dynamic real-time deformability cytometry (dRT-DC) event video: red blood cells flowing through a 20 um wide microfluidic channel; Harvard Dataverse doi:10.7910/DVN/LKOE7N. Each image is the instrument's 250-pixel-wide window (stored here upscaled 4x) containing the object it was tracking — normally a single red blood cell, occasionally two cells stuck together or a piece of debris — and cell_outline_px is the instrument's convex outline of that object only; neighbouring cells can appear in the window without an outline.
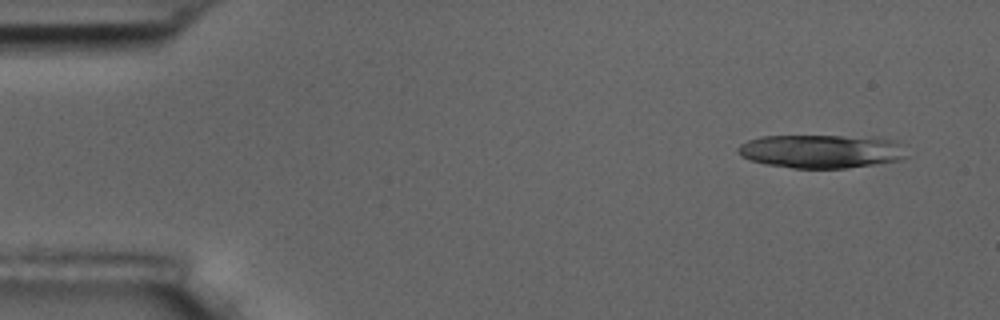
{"species": "common noctule bat (a hibernating species)", "species_latin": "Nyctalus noctula", "temperature_condition": "room temperature", "stored_images_in_passage": 5, "camera_frame_rate_fps": 3000, "um_per_image_px": 0.085, "animal": {"sex": "male", "body_mass_g": 17.5, "forearm_length_mm": 52.3}, "frame": {"image": 1, "passage_image": 1, "time_ms": 0.0, "image_size_px": [1000, 320], "cell_outline_px": [[908, 156], [900, 160], [844, 168], [792, 168], [764, 164], [740, 156], [736, 152], [736, 148], [740, 144], [748, 140], [760, 136], [876, 136], [896, 140], [900, 144]], "centroid_in_image_um": [69.8, 12.84], "position_along_channel_um": 15.2, "area_um2": 33.29}}